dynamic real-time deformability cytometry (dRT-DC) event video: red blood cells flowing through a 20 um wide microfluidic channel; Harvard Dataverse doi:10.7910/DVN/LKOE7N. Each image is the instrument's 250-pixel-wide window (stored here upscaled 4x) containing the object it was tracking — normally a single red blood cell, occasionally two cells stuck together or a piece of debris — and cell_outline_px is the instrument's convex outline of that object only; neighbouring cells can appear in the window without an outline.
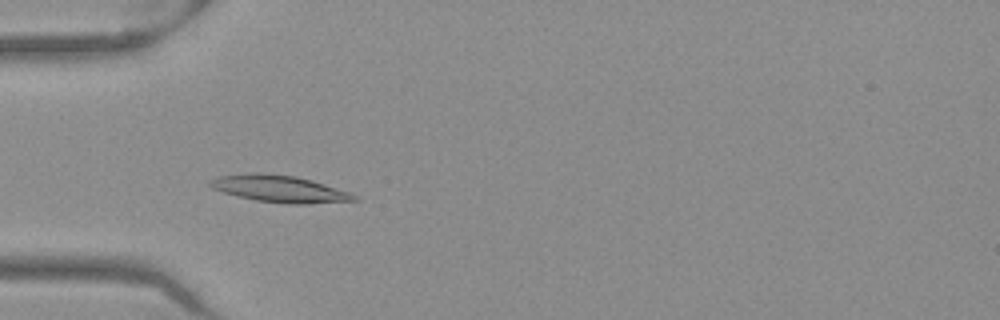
{"species": "Egyptian fruit bat (a non-hibernating species)", "species_latin": "Rousettus aegyptiacus", "temperature_condition": "warm", "stored_images_in_passage": 46, "camera_frame_rate_fps": 3000, "um_per_image_px": 0.085, "frame": {"image": 1, "passage_image": 11, "time_ms": 3.333, "image_size_px": [1000, 320], "cell_outline_px": [[356, 200], [308, 204], [288, 204], [256, 200], [224, 192], [212, 188], [208, 184], [208, 180], [216, 176], [252, 172], [260, 172], [296, 176], [312, 180], [348, 192], [356, 196]], "centroid_in_image_um": [23.7, 16.03], "position_along_channel_um": 61.3, "area_um2": 22.48}}
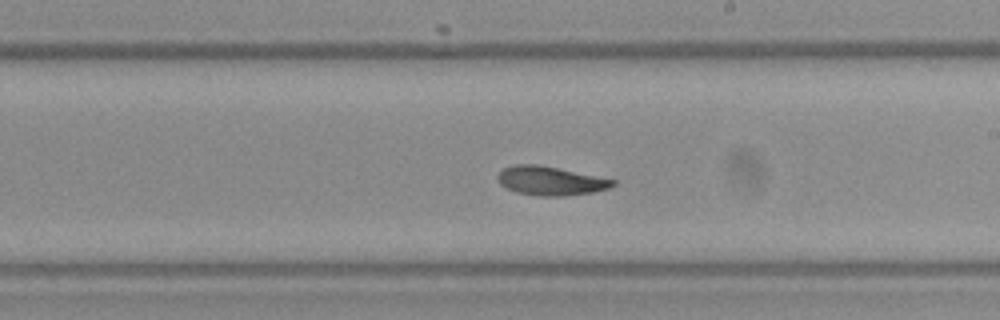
{"frame": {"image": 2, "passage_image": 25, "time_ms": 8.0, "image_size_px": [1000, 320], "cell_outline_px": [[616, 184], [608, 188], [592, 192], [564, 196], [540, 196], [516, 192], [500, 184], [496, 176], [504, 168], [512, 164], [536, 164], [616, 180]], "centroid_in_image_um": [46.76, 15.37], "position_along_channel_um": 242.2, "area_um2": 19.13}}
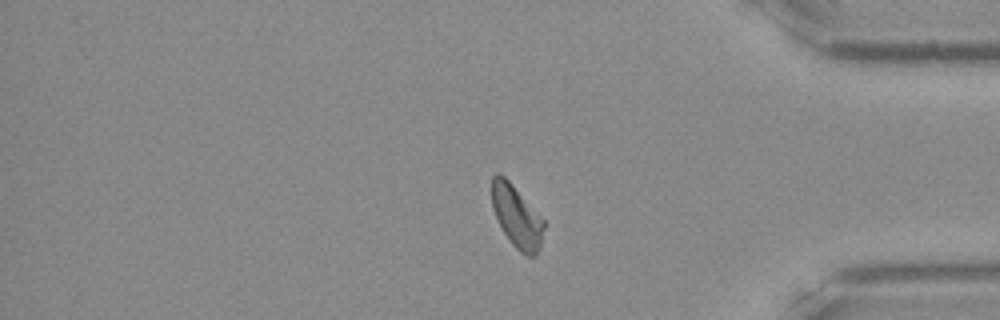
{"frame": {"image": 3, "passage_image": 38, "time_ms": 12.333, "image_size_px": [1000, 320], "cell_outline_px": [[544, 228], [540, 248], [536, 256], [524, 256], [512, 244], [504, 232], [492, 208], [492, 176], [496, 172], [500, 172], [512, 184], [544, 220]], "centroid_in_image_um": [43.92, 18.41], "position_along_channel_um": 391.3, "area_um2": 18.73}, "authors_computed_cell_mechanics": {"area_um2": 19.5364, "velocity_mm_per_s": 3.9406, "shape_relaxation_time_tau1_ms": 3.7557, "shape_relaxation_time_tau2_ms": 1.9257, "deformation_change_tau1": 0.1413, "deformation_change_tau2": 0.0618}}